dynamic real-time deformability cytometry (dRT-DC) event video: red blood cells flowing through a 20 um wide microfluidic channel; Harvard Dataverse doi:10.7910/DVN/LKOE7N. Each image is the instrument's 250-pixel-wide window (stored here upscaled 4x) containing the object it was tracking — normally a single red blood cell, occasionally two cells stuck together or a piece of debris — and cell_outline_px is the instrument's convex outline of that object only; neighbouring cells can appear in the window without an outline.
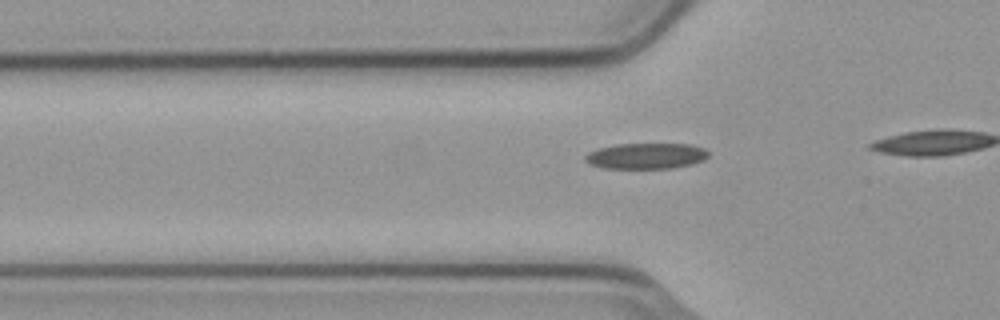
{"species": "common noctule bat (a hibernating species)", "species_latin": "Nyctalus noctula", "temperature_condition": "cold", "stored_images_in_passage": 13, "camera_frame_rate_fps": 3000, "um_per_image_px": 0.085, "animal": {"sex": "male", "body_mass_g": 23.1, "forearm_length_mm": 52.7}, "frame": {"image": 1, "passage_image": 8, "time_ms": 2.333, "image_size_px": [1000, 320], "cell_outline_px": [[708, 156], [704, 160], [692, 164], [672, 168], [600, 168], [588, 164], [584, 160], [584, 156], [588, 152], [600, 148], [616, 144], [692, 144], [704, 148], [708, 152]], "centroid_in_image_um": [54.9, 13.26], "position_along_channel_um": 70.9, "area_um2": 18.67}}